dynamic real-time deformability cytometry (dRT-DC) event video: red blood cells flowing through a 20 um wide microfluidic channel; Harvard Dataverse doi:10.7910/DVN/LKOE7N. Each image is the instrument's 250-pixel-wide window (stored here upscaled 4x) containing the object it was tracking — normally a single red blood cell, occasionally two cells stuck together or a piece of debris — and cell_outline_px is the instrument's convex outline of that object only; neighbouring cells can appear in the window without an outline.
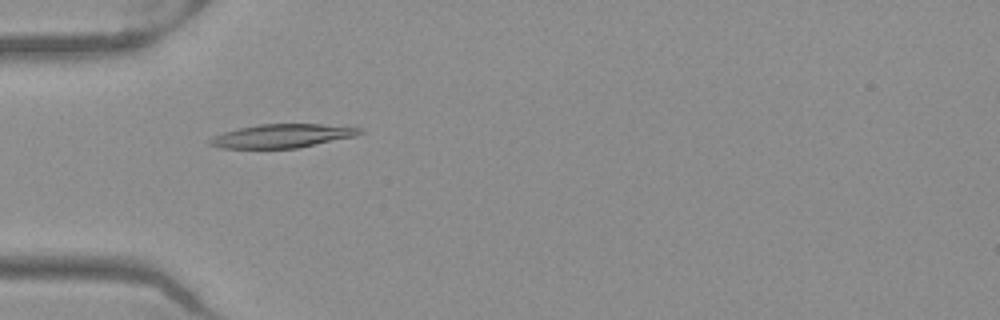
{"species": "Egyptian fruit bat (a non-hibernating species)", "species_latin": "Rousettus aegyptiacus", "temperature_condition": "warm", "stored_images_in_passage": 48, "camera_frame_rate_fps": 3000, "um_per_image_px": 0.085, "frame": {"image": 1, "passage_image": 13, "time_ms": 4.0, "image_size_px": [1000, 320], "cell_outline_px": [[364, 132], [356, 136], [296, 148], [220, 148], [208, 144], [208, 140], [212, 136], [224, 132], [240, 128], [260, 124], [320, 124], [360, 128]], "centroid_in_image_um": [23.95, 11.55], "position_along_channel_um": 61.0, "area_um2": 20.46}}
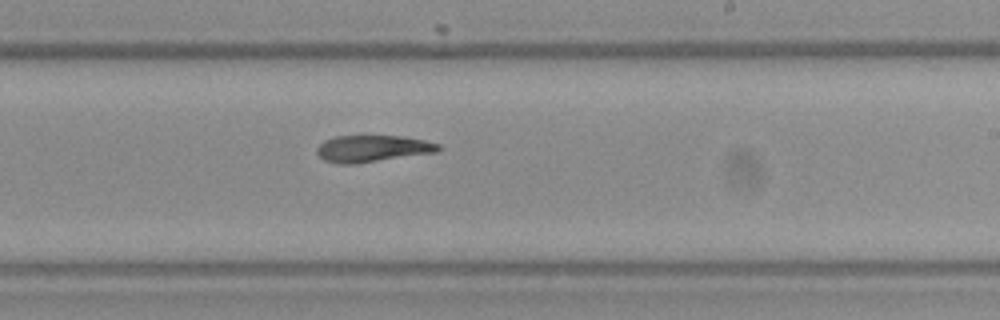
{"frame": {"image": 2, "passage_image": 28, "time_ms": 9.0, "image_size_px": [1000, 320], "cell_outline_px": [[444, 148], [436, 152], [356, 164], [336, 164], [324, 160], [316, 152], [316, 148], [324, 140], [336, 136], [400, 136], [424, 140], [440, 144]], "centroid_in_image_um": [31.66, 12.63], "position_along_channel_um": 257.3, "area_um2": 19.02}}
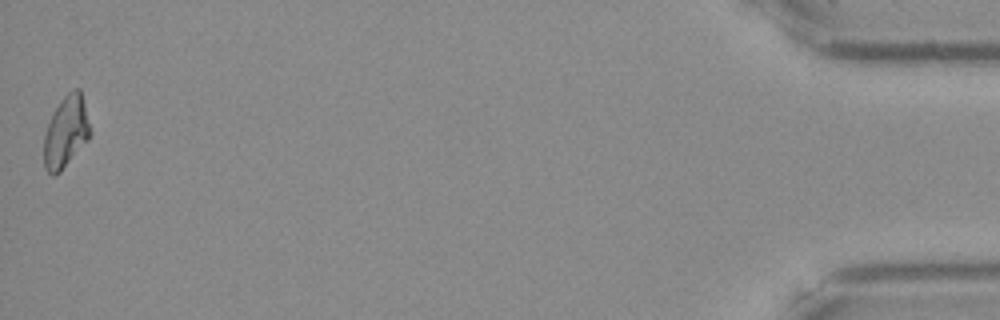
{"frame": {"image": 3, "passage_image": 48, "time_ms": 15.667, "image_size_px": [1000, 320], "cell_outline_px": [[92, 132], [88, 140], [60, 172], [56, 176], [52, 176], [44, 168], [44, 132], [52, 112], [60, 100], [72, 88], [80, 88]], "centroid_in_image_um": [5.6, 11.2], "position_along_channel_um": 429.6, "area_um2": 19.59}}